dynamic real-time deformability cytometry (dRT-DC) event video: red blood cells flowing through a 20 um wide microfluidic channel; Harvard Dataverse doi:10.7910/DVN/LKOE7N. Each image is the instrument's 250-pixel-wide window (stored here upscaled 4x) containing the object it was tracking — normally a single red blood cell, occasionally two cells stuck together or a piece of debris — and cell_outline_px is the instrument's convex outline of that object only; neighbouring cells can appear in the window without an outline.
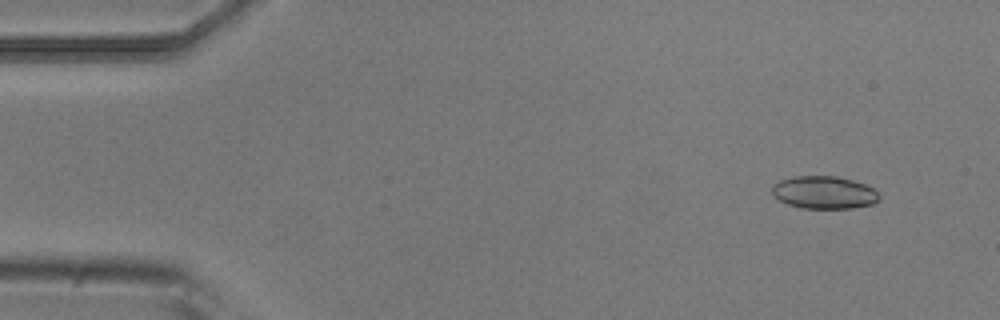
{"species": "common noctule bat (a hibernating species)", "species_latin": "Nyctalus noctula", "temperature_condition": "room temperature", "stored_images_in_passage": 4, "camera_frame_rate_fps": 3000, "um_per_image_px": 0.085, "animal": {"sex": "male", "body_mass_g": 20.5, "forearm_length_mm": 52.5}, "frame": {"image": 1, "passage_image": 1, "time_ms": 0.0, "image_size_px": [1000, 320], "cell_outline_px": [[880, 200], [872, 204], [852, 208], [804, 208], [788, 204], [780, 200], [772, 192], [772, 184], [780, 180], [796, 176], [836, 176], [852, 180], [864, 184], [872, 188], [880, 196]], "centroid_in_image_um": [70.05, 16.35], "position_along_channel_um": 14.9, "area_um2": 20.23}}
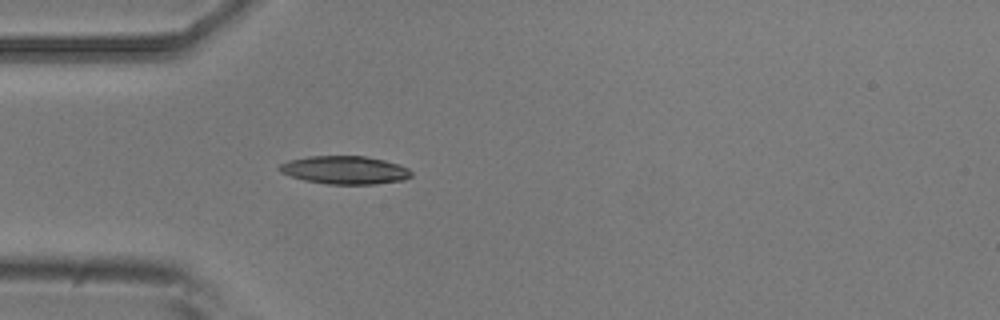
{"frame": {"image": 2, "passage_image": 4, "time_ms": 1.0, "image_size_px": [1000, 320], "cell_outline_px": [[412, 176], [404, 180], [376, 184], [328, 184], [304, 180], [280, 172], [276, 168], [280, 164], [288, 160], [308, 156], [364, 156], [384, 160], [400, 164], [408, 168], [412, 172]], "centroid_in_image_um": [29.31, 14.45], "position_along_channel_um": 55.7, "area_um2": 21.73}}